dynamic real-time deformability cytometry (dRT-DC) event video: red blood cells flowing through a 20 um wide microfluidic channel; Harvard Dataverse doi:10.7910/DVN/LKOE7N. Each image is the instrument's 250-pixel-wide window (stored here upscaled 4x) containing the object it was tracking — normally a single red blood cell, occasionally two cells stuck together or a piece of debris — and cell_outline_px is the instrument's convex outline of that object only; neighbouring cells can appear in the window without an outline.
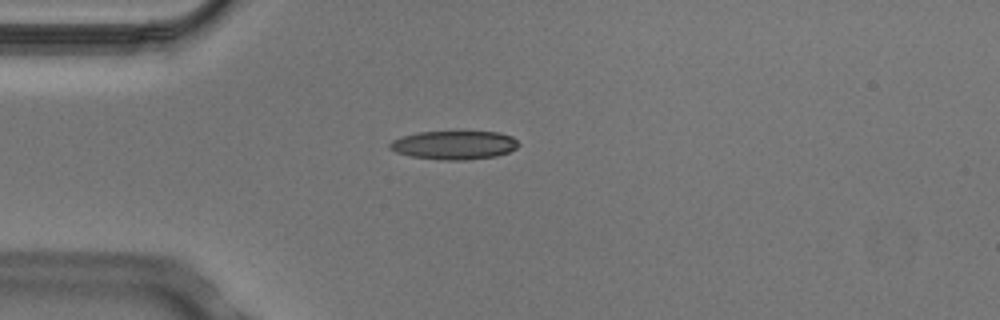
{"species": "Egyptian fruit bat (a non-hibernating species)", "species_latin": "Rousettus aegyptiacus", "temperature_condition": "cold", "stored_images_in_passage": 3, "camera_frame_rate_fps": 3000, "um_per_image_px": 0.085, "animal": {"sex": "male"}, "frame": {"image": 1, "passage_image": 3, "time_ms": 0.667, "image_size_px": [1000, 320], "cell_outline_px": [[520, 144], [516, 148], [508, 152], [496, 156], [464, 160], [444, 160], [412, 156], [396, 152], [388, 148], [388, 144], [392, 140], [416, 132], [500, 132], [512, 136]], "centroid_in_image_um": [38.61, 12.33], "position_along_channel_um": 46.4, "area_um2": 21.39}}